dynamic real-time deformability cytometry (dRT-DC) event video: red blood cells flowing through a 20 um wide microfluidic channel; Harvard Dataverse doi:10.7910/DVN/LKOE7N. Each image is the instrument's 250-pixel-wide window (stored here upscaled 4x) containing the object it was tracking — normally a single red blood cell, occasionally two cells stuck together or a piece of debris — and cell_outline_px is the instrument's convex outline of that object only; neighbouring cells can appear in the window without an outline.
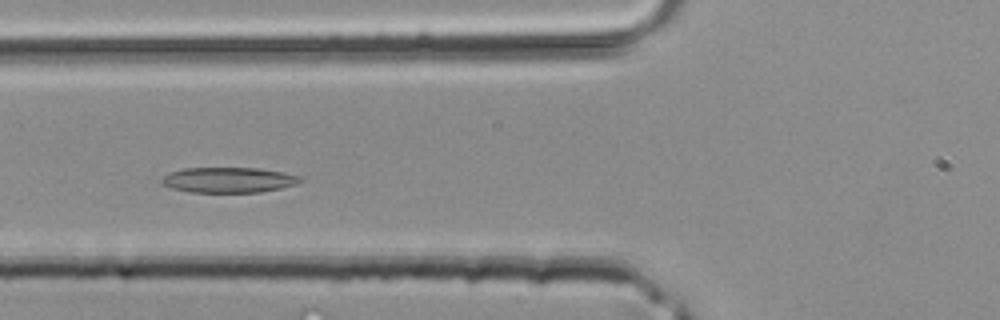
{"species": "common noctule bat (a hibernating species)", "species_latin": "Nyctalus noctula", "temperature_condition": "room temperature", "stored_images_in_passage": 29, "camera_frame_rate_fps": 3000, "um_per_image_px": 0.085, "animal": {"sex": "male", "body_mass_g": 20.4}, "frame": {"image": 1, "passage_image": 4, "time_ms": 1.0, "image_size_px": [1000, 320], "cell_outline_px": [[304, 180], [296, 184], [280, 188], [260, 192], [188, 192], [172, 188], [164, 184], [160, 180], [168, 172], [184, 168], [256, 168], [284, 172], [300, 176]], "centroid_in_image_um": [19.43, 15.29], "position_along_channel_um": 106.4, "area_um2": 20.46}}
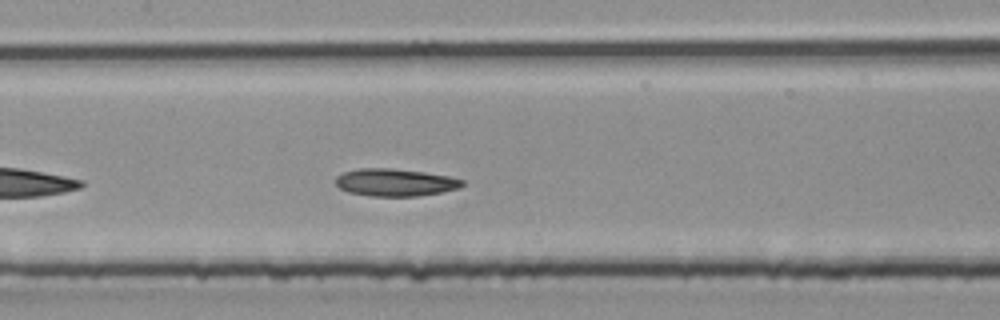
{"frame": {"image": 2, "passage_image": 8, "time_ms": 2.333, "image_size_px": [1000, 320], "cell_outline_px": [[464, 184], [460, 188], [440, 192], [416, 196], [372, 196], [348, 192], [340, 188], [336, 184], [336, 176], [344, 172], [360, 168], [392, 168], [424, 172], [448, 176], [464, 180]], "centroid_in_image_um": [33.59, 15.5], "position_along_channel_um": 173.8, "area_um2": 20.17}}
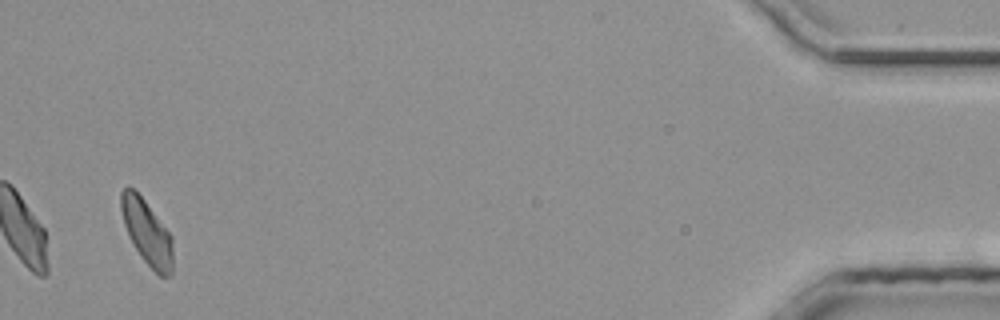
{"frame": {"image": 3, "passage_image": 28, "time_ms": 9.0, "image_size_px": [1000, 320], "cell_outline_px": [[172, 276], [160, 276], [140, 256], [124, 224], [120, 208], [120, 192], [124, 188], [132, 188], [144, 200], [172, 236]], "centroid_in_image_um": [12.49, 19.75], "position_along_channel_um": 422.7, "area_um2": 19.07}}